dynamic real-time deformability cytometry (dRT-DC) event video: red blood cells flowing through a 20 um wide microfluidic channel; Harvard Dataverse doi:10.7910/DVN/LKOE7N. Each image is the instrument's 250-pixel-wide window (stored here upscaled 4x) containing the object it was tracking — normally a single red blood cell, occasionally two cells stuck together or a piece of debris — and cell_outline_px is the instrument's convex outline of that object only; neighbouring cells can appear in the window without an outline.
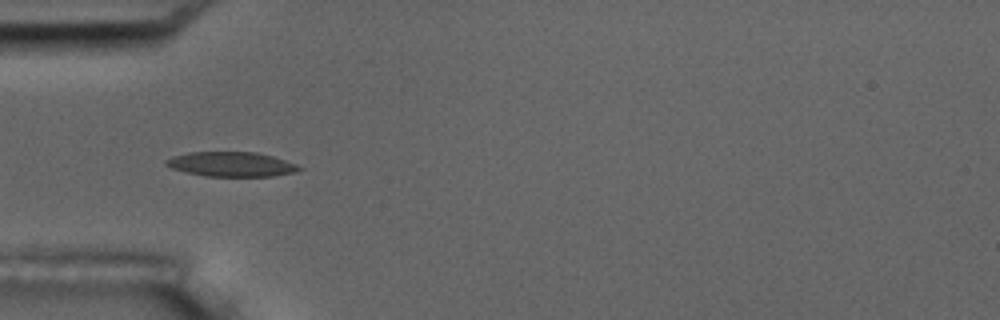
{"species": "common noctule bat (a hibernating species)", "species_latin": "Nyctalus noctula", "temperature_condition": "room temperature", "stored_images_in_passage": 10, "camera_frame_rate_fps": 3000, "um_per_image_px": 0.085, "animal": {"sex": "male", "body_mass_g": 17.5, "forearm_length_mm": 52.3}, "frame": {"image": 1, "passage_image": 5, "time_ms": 4.667, "image_size_px": [1000, 320], "cell_outline_px": [[304, 168], [296, 172], [272, 176], [204, 176], [172, 168], [164, 164], [164, 160], [172, 156], [188, 152], [256, 152], [272, 156], [296, 164]], "centroid_in_image_um": [19.65, 13.95], "position_along_channel_um": 65.3, "area_um2": 19.07}}